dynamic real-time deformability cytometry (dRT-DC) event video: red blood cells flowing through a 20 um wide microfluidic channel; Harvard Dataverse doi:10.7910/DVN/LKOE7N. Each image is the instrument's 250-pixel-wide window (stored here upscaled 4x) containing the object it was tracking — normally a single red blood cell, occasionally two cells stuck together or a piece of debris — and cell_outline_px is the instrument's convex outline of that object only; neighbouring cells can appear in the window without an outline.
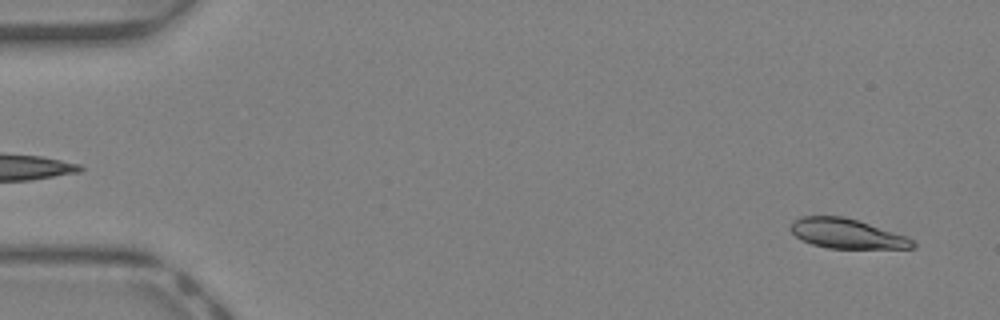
{"species": "Egyptian fruit bat (a non-hibernating species)", "species_latin": "Rousettus aegyptiacus", "temperature_condition": "warm", "stored_images_in_passage": 41, "camera_frame_rate_fps": 3000, "um_per_image_px": 0.085, "animal": {"sex": "female"}, "frame": {"image": 1, "passage_image": 2, "time_ms": 0.333, "image_size_px": [1000, 320], "cell_outline_px": [[916, 248], [828, 248], [812, 244], [796, 236], [788, 228], [792, 220], [800, 216], [844, 216], [908, 236], [916, 244]], "centroid_in_image_um": [71.96, 19.85], "position_along_channel_um": 13.0, "area_um2": 21.15}}
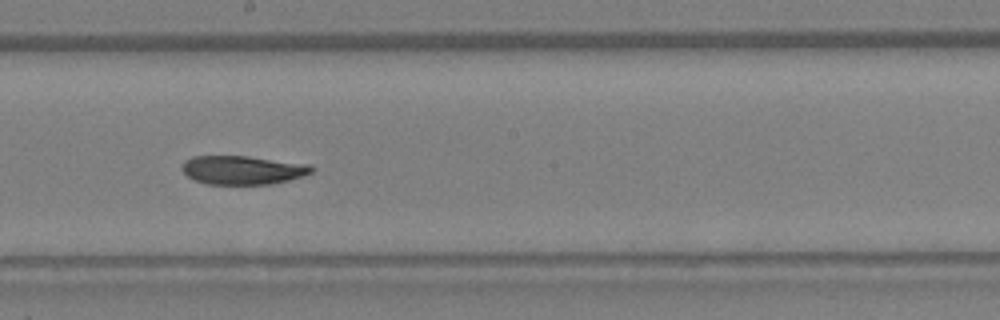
{"frame": {"image": 2, "passage_image": 23, "time_ms": 7.333, "image_size_px": [1000, 320], "cell_outline_px": [[316, 168], [312, 172], [304, 176], [272, 184], [208, 184], [196, 180], [188, 176], [180, 168], [184, 160], [192, 156], [248, 156], [312, 164]], "centroid_in_image_um": [20.67, 14.44], "position_along_channel_um": 227.5, "area_um2": 21.91}}
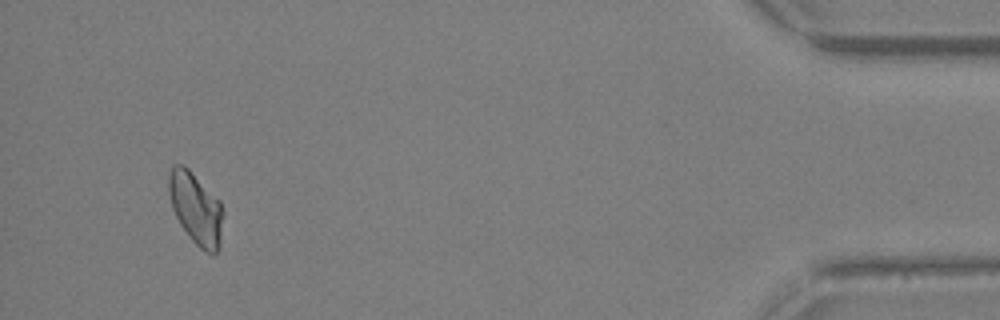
{"frame": {"image": 3, "passage_image": 39, "time_ms": 12.667, "image_size_px": [1000, 320], "cell_outline_px": [[224, 212], [220, 248], [212, 256], [204, 252], [192, 240], [180, 224], [172, 208], [168, 192], [168, 176], [172, 168], [176, 164], [184, 164], [220, 200]], "centroid_in_image_um": [16.68, 17.74], "position_along_channel_um": 418.5, "area_um2": 23.06}}